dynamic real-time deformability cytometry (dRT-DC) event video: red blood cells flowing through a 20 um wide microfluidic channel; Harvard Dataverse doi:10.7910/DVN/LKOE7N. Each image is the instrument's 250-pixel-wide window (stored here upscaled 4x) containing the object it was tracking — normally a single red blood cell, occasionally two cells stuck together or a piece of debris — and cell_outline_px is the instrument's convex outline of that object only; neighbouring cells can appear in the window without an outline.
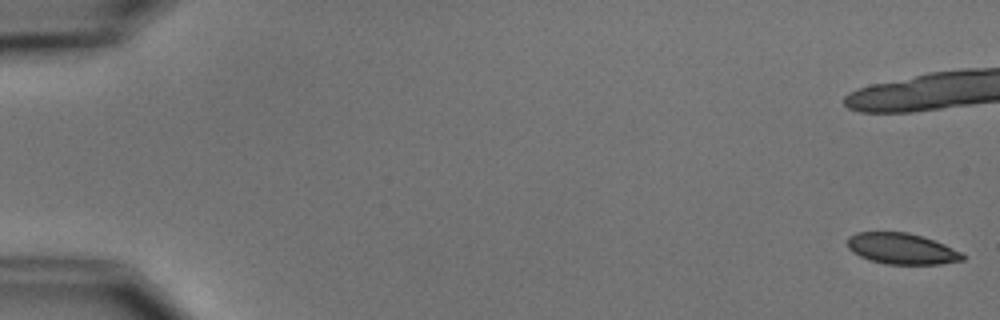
{"species": "common noctule bat (a hibernating species)", "species_latin": "Nyctalus noctula", "temperature_condition": "cold", "stored_images_in_passage": 5, "camera_frame_rate_fps": 3000, "um_per_image_px": 0.085, "animal": {"sex": "male", "body_mass_g": 15.6}, "frame": {"image": 1, "passage_image": 1, "time_ms": 0.0, "image_size_px": [1000, 320], "cell_outline_px": [[964, 260], [940, 264], [884, 264], [860, 256], [852, 252], [848, 248], [848, 236], [856, 232], [908, 232], [924, 236], [944, 244], [960, 252], [964, 256]], "centroid_in_image_um": [76.63, 21.13], "position_along_channel_um": 8.4, "area_um2": 20.81}}